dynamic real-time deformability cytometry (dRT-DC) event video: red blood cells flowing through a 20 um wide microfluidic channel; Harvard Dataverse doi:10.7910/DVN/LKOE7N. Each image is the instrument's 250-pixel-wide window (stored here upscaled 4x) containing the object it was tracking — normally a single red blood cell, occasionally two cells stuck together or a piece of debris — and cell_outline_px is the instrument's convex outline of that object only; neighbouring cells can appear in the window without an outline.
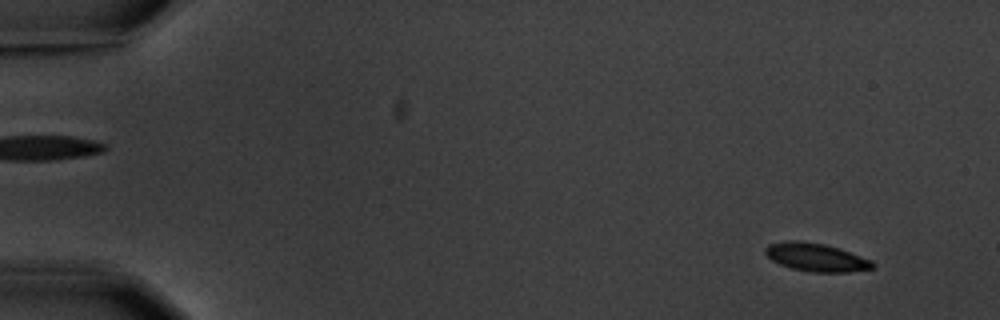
{"species": "common noctule bat (a hibernating species)", "species_latin": "Nyctalus noctula", "temperature_condition": "warm", "stored_images_in_passage": 6, "camera_frame_rate_fps": 3000, "um_per_image_px": 0.085, "animal": {"sex": "male", "body_mass_g": 20.1, "forearm_length_mm": 53.5}, "frame": {"image": 1, "passage_image": 2, "time_ms": 1.333, "image_size_px": [1000, 320], "cell_outline_px": [[876, 264], [872, 268], [848, 272], [812, 272], [792, 268], [780, 264], [772, 260], [764, 252], [764, 248], [768, 244], [788, 240], [800, 240], [824, 244], [872, 260]], "centroid_in_image_um": [69.33, 21.86], "position_along_channel_um": 15.7, "area_um2": 17.46}}